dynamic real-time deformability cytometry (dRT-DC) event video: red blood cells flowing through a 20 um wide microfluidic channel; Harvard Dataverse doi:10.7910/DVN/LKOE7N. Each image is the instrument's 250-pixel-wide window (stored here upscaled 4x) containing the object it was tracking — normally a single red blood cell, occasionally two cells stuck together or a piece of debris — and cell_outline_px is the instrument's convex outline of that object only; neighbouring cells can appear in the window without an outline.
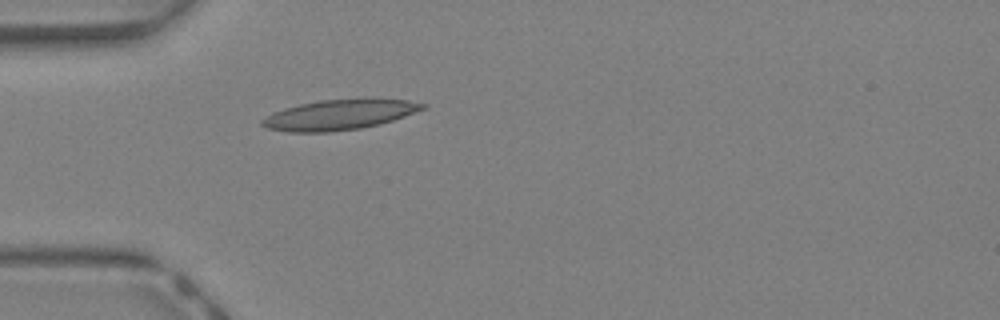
{"species": "Egyptian fruit bat (a non-hibernating species)", "species_latin": "Rousettus aegyptiacus", "temperature_condition": "warm", "stored_images_in_passage": 32, "camera_frame_rate_fps": 3000, "um_per_image_px": 0.085, "animal": {"sex": "female"}, "frame": {"image": 1, "passage_image": 2, "time_ms": 0.333, "image_size_px": [1000, 320], "cell_outline_px": [[428, 108], [380, 124], [360, 128], [328, 132], [288, 132], [268, 128], [260, 124], [260, 120], [272, 112], [284, 108], [300, 104], [320, 100], [364, 96], [368, 96], [408, 100], [428, 104]], "centroid_in_image_um": [28.91, 9.71], "position_along_channel_um": 56.1, "area_um2": 29.13}}
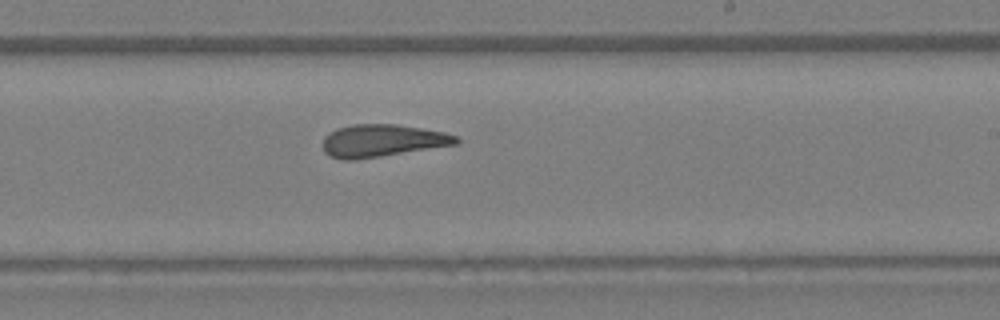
{"frame": {"image": 2, "passage_image": 15, "time_ms": 4.667, "image_size_px": [1000, 320], "cell_outline_px": [[460, 144], [356, 160], [344, 160], [332, 156], [324, 152], [324, 136], [328, 132], [336, 128], [352, 124], [396, 124], [444, 132], [456, 136], [460, 140]], "centroid_in_image_um": [32.5, 11.95], "position_along_channel_um": 256.5, "area_um2": 25.32}}
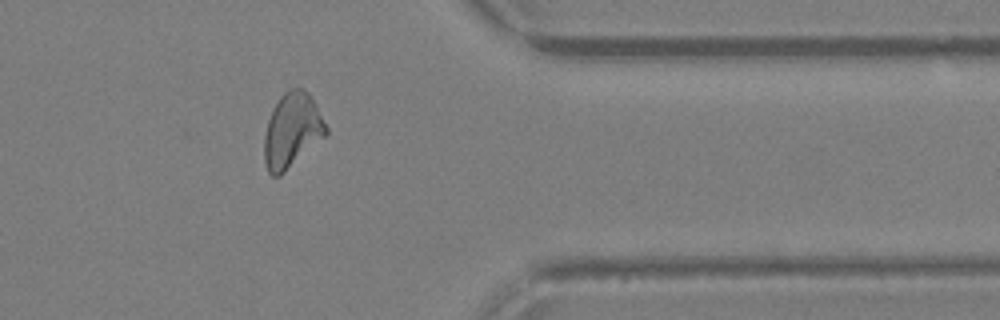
{"frame": {"image": 3, "passage_image": 24, "time_ms": 7.667, "image_size_px": [1000, 320], "cell_outline_px": [[328, 132], [324, 136], [280, 176], [272, 176], [268, 172], [264, 160], [264, 136], [268, 120], [272, 108], [280, 96], [288, 88], [304, 88], [308, 92], [316, 104], [328, 128]], "centroid_in_image_um": [24.8, 11.06], "position_along_channel_um": 386.6, "area_um2": 26.76}, "authors_computed_cell_mechanics": {"area_um2": 26.0678, "velocity_mm_per_s": 4.7915, "shape_relaxation_time_tau1_ms": 9.1551, "shape_relaxation_time_tau2_ms": 2.4742, "deformation_change_tau1": 0.2802, "deformation_change_tau2": 0.122}}